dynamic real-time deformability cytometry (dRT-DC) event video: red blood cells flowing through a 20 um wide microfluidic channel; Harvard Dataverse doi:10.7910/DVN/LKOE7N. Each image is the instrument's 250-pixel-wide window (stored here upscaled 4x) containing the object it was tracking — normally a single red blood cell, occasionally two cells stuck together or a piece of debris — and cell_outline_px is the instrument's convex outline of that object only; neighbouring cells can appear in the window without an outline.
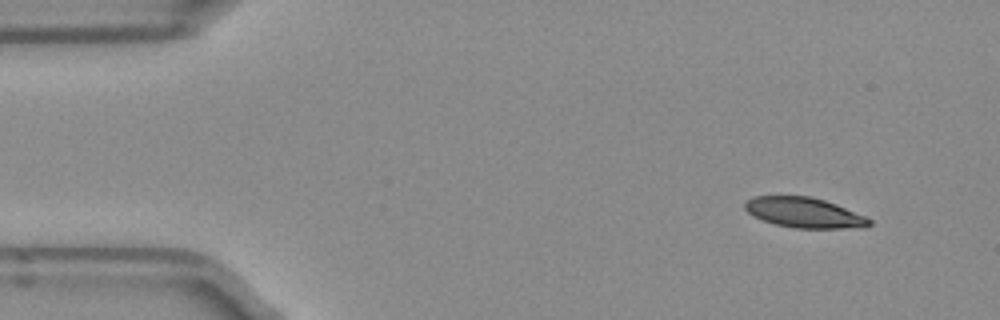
{"species": "Egyptian fruit bat (a non-hibernating species)", "species_latin": "Rousettus aegyptiacus", "temperature_condition": "room temperature", "stored_images_in_passage": 3, "camera_frame_rate_fps": 3000, "um_per_image_px": 0.085, "frame": {"image": 1, "passage_image": 1, "time_ms": 0.0, "image_size_px": [1000, 320], "cell_outline_px": [[872, 224], [864, 228], [796, 228], [776, 224], [752, 216], [744, 208], [744, 204], [752, 196], [808, 196], [824, 200], [836, 204], [864, 216], [872, 220]], "centroid_in_image_um": [68.36, 18.08], "position_along_channel_um": 16.6, "area_um2": 21.79}}